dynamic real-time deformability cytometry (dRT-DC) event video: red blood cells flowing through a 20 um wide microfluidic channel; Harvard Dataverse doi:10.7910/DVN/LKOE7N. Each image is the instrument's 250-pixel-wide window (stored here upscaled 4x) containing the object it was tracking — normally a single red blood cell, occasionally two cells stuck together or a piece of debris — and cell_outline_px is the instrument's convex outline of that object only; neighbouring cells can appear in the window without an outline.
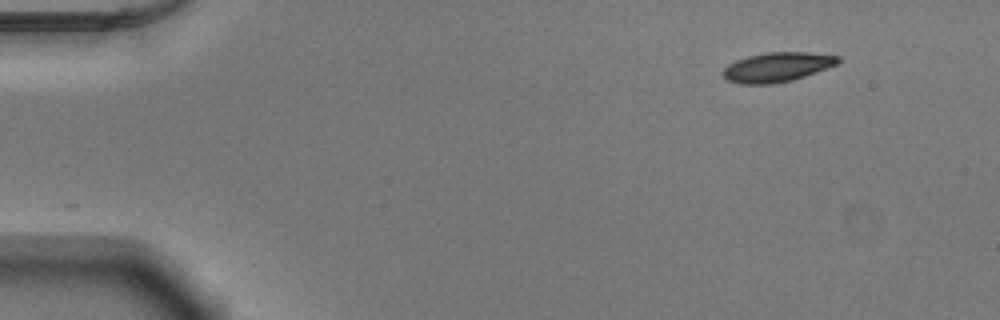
{"species": "Egyptian fruit bat (a non-hibernating species)", "species_latin": "Rousettus aegyptiacus", "temperature_condition": "warm", "stored_images_in_passage": 48, "camera_frame_rate_fps": 3000, "um_per_image_px": 0.085, "animal": {"sex": "male"}, "frame": {"image": 1, "passage_image": 1, "time_ms": 0.0, "image_size_px": [1000, 320], "cell_outline_px": [[840, 60], [836, 64], [828, 68], [792, 80], [772, 84], [740, 84], [728, 80], [720, 72], [728, 64], [736, 60], [748, 56], [768, 52], [808, 52], [840, 56]], "centroid_in_image_um": [66.04, 5.7], "position_along_channel_um": 19.0, "area_um2": 19.77}}
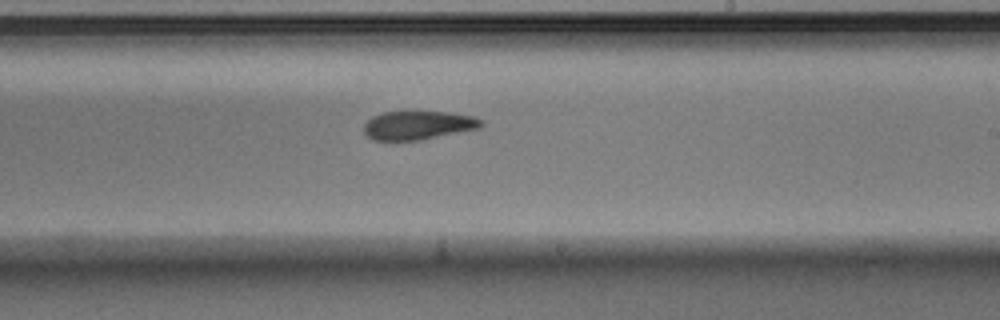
{"frame": {"image": 2, "passage_image": 27, "time_ms": 8.667, "image_size_px": [1000, 320], "cell_outline_px": [[484, 124], [480, 128], [420, 140], [372, 140], [364, 132], [364, 124], [372, 116], [384, 112], [448, 112], [472, 116], [484, 120]], "centroid_in_image_um": [35.55, 10.65], "position_along_channel_um": 253.4, "area_um2": 19.54}}
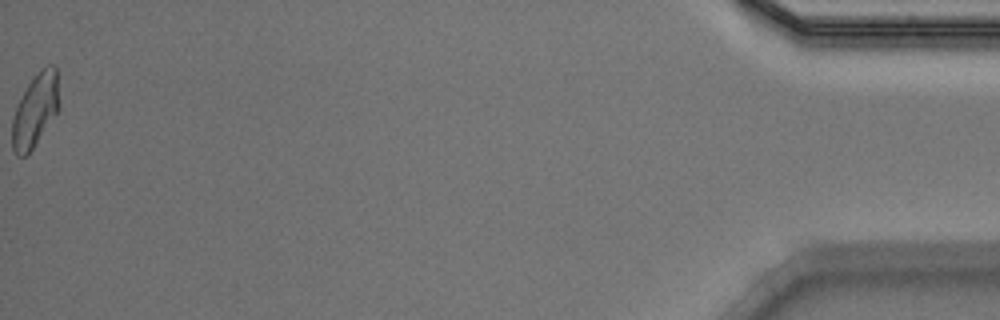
{"frame": {"image": 3, "passage_image": 48, "time_ms": 15.667, "image_size_px": [1000, 320], "cell_outline_px": [[56, 116], [32, 148], [24, 156], [16, 156], [12, 148], [12, 116], [28, 84], [48, 64], [56, 64]], "centroid_in_image_um": [2.95, 9.44], "position_along_channel_um": 432.3, "area_um2": 19.13}, "authors_computed_cell_mechanics": {"area_um2": 20.3745, "velocity_mm_per_s": 3.9041, "shape_relaxation_time_tau1_ms": 3.9676, "shape_relaxation_time_tau2_ms": 3.2252, "deformation_change_tau1": 0.1543, "deformation_change_tau2": 0.0999}}